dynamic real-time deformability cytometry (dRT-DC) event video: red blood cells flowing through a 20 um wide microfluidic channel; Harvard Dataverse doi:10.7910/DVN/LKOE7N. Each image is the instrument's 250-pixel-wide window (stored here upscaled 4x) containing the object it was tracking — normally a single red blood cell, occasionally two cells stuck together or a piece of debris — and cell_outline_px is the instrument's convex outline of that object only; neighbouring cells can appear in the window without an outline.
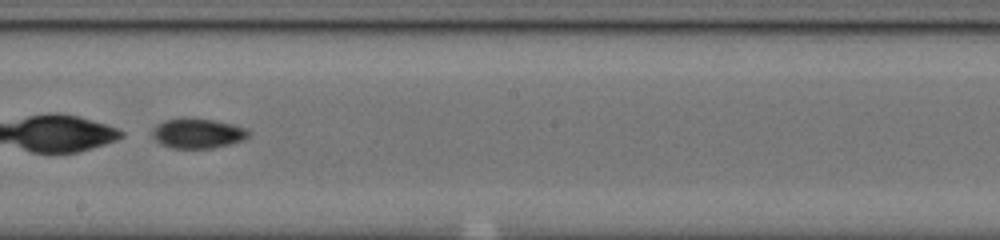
{"species": "common noctule bat (a hibernating species)", "species_latin": "Nyctalus noctula", "temperature_condition": "cold", "stored_images_in_passage": 50, "camera_frame_rate_fps": 3000, "um_per_image_px": 0.085, "animal": {"sex": "male", "body_mass_g": 20.0, "forearm_length_mm": 53.3}, "frame": {"image": 1, "passage_image": 27, "time_ms": 8.667, "image_size_px": [1000, 240], "cell_outline_px": [[252, 132], [244, 140], [212, 148], [172, 148], [160, 144], [152, 136], [152, 128], [156, 124], [164, 120], [180, 116], [184, 116], [216, 120], [248, 128]], "centroid_in_image_um": [16.79, 11.3], "position_along_channel_um": 231.4, "area_um2": 17.28}}
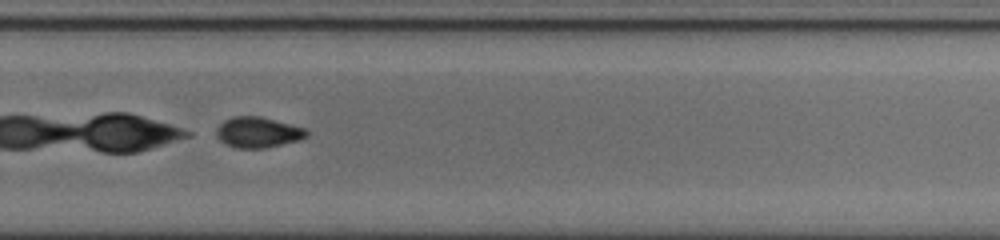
{"frame": {"image": 2, "passage_image": 33, "time_ms": 10.667, "image_size_px": [1000, 240], "cell_outline_px": [[308, 136], [300, 140], [264, 148], [236, 148], [224, 144], [216, 136], [216, 128], [224, 120], [232, 116], [260, 116], [308, 128]], "centroid_in_image_um": [21.94, 11.24], "position_along_channel_um": 307.9, "area_um2": 16.36}}